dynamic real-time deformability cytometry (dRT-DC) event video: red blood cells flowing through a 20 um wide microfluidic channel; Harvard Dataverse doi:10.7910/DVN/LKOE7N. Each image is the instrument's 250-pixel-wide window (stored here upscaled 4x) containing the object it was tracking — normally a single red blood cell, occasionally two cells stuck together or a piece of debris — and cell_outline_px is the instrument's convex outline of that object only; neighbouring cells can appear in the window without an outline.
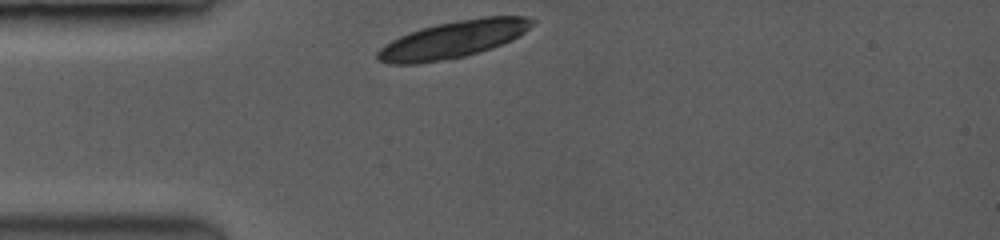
{"species": "common noctule bat (a hibernating species)", "species_latin": "Nyctalus noctula", "temperature_condition": "room temperature", "stored_images_in_passage": 12, "camera_frame_rate_fps": 3500, "um_per_image_px": 0.085, "animal": {"sex": "female", "body_mass_g": 19.0, "forearm_length_mm": 53.3}, "frame": {"image": 1, "passage_image": 1, "time_ms": 0.0, "image_size_px": [1000, 240], "cell_outline_px": [[536, 20], [524, 32], [512, 40], [464, 56], [416, 64], [392, 64], [376, 60], [376, 52], [384, 44], [408, 32], [420, 28], [436, 24], [456, 20], [484, 16], [528, 16]], "centroid_in_image_um": [38.47, 3.34], "position_along_channel_um": 46.5, "area_um2": 33.18}}